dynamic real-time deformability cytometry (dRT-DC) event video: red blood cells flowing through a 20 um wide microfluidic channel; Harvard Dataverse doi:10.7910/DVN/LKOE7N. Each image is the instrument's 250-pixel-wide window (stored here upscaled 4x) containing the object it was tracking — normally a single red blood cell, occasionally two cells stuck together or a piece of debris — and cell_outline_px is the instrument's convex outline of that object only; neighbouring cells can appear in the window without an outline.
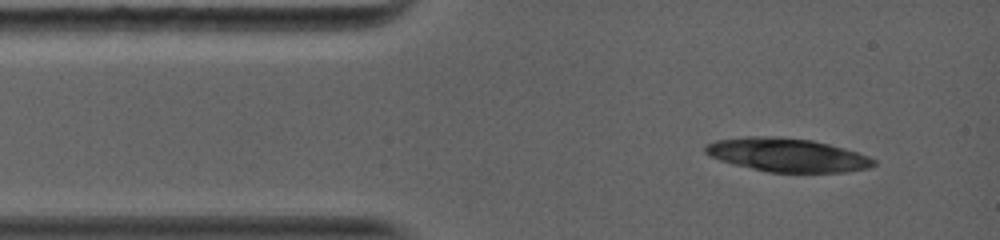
{"species": "common noctule bat (a hibernating species)", "species_latin": "Nyctalus noctula", "temperature_condition": "warm", "stored_images_in_passage": 1, "camera_frame_rate_fps": 5000, "um_per_image_px": 0.085, "animal": {"sex": "female", "body_mass_g": 19.0, "forearm_length_mm": 56.7}, "frame": {"image": 1, "passage_image": 1, "time_ms": 0.0, "image_size_px": [1000, 240], "cell_outline_px": [[876, 164], [868, 168], [844, 172], [768, 172], [732, 164], [708, 156], [704, 152], [704, 144], [716, 140], [744, 136], [776, 136], [812, 140], [844, 148], [868, 156], [876, 160]], "centroid_in_image_um": [66.85, 13.16], "position_along_channel_um": 18.1, "area_um2": 33.06}}